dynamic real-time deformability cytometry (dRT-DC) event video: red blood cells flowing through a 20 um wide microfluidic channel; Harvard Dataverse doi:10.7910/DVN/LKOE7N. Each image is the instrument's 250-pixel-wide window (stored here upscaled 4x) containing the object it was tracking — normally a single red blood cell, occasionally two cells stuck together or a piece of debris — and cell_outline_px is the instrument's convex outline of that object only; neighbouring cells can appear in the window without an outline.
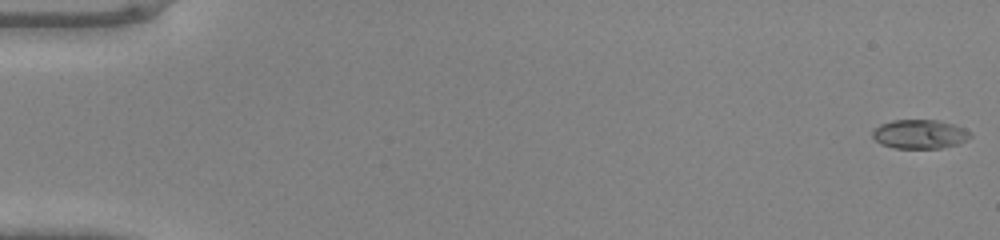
{"species": "common noctule bat (a hibernating species)", "species_latin": "Nyctalus noctula", "temperature_condition": "warm", "stored_images_in_passage": 46, "camera_frame_rate_fps": 3000, "um_per_image_px": 0.085, "animal": {"sex": "male", "body_mass_g": 20.0, "forearm_length_mm": 53.3}, "frame": {"image": 1, "passage_image": 1, "time_ms": 0.0, "image_size_px": [1000, 240], "cell_outline_px": [[972, 136], [968, 140], [960, 144], [940, 148], [892, 148], [880, 144], [872, 136], [872, 128], [880, 124], [892, 120], [940, 120], [956, 124], [972, 132]], "centroid_in_image_um": [78.2, 11.4], "position_along_channel_um": 6.8, "area_um2": 16.99}}
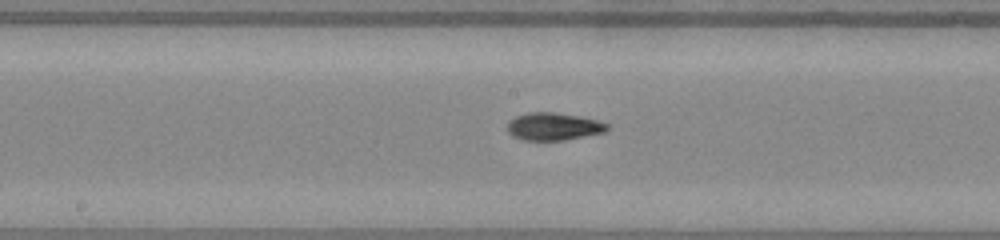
{"frame": {"image": 2, "passage_image": 26, "time_ms": 8.333, "image_size_px": [1000, 240], "cell_outline_px": [[612, 128], [604, 132], [564, 140], [524, 140], [512, 136], [508, 132], [508, 120], [516, 116], [528, 112], [552, 112], [580, 116], [596, 120], [608, 124]], "centroid_in_image_um": [47.05, 10.75], "position_along_channel_um": 201.2, "area_um2": 16.07}}
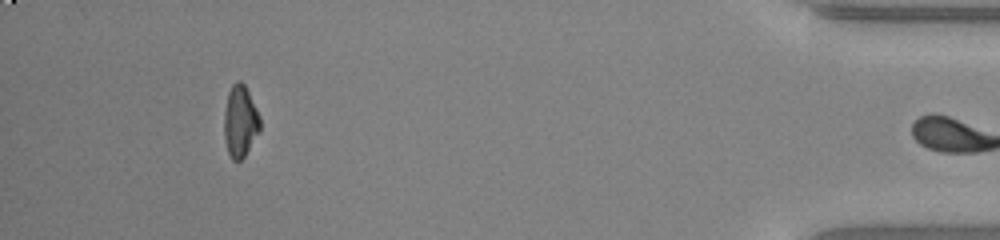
{"frame": {"image": 3, "passage_image": 45, "time_ms": 14.667, "image_size_px": [1000, 240], "cell_outline_px": [[260, 132], [244, 156], [240, 160], [232, 160], [228, 152], [224, 136], [224, 112], [228, 92], [232, 84], [236, 80], [240, 80], [244, 84], [260, 116]], "centroid_in_image_um": [20.41, 10.3], "position_along_channel_um": 414.8, "area_um2": 15.03}}